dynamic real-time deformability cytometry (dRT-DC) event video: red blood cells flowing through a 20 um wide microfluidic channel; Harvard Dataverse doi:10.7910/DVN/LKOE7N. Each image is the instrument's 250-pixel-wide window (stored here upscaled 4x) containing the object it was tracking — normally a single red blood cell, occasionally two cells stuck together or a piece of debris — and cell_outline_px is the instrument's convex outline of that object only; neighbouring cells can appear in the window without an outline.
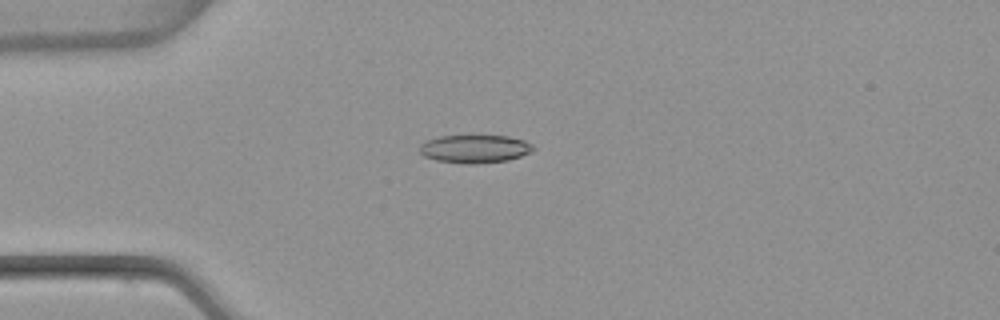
{"species": "common noctule bat (a hibernating species)", "species_latin": "Nyctalus noctula", "temperature_condition": "warm", "stored_images_in_passage": 53, "camera_frame_rate_fps": 3000, "um_per_image_px": 0.085, "animal": {"sex": "female", "body_mass_g": 22.7, "forearm_length_mm": 54.2}, "frame": {"image": 1, "passage_image": 14, "time_ms": 4.333, "image_size_px": [1000, 320], "cell_outline_px": [[536, 148], [532, 152], [508, 160], [476, 164], [464, 164], [436, 160], [424, 156], [420, 152], [420, 144], [428, 140], [440, 136], [472, 132], [508, 136], [524, 140], [532, 144]], "centroid_in_image_um": [40.38, 12.6], "position_along_channel_um": 44.6, "area_um2": 19.59}}
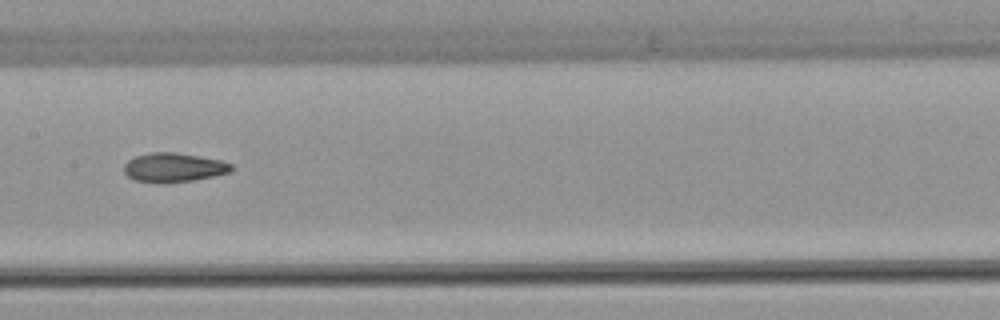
{"frame": {"image": 2, "passage_image": 27, "time_ms": 8.667, "image_size_px": [1000, 320], "cell_outline_px": [[232, 168], [228, 172], [212, 176], [192, 180], [164, 184], [160, 184], [136, 180], [128, 176], [124, 172], [124, 164], [128, 160], [136, 156], [152, 152], [176, 152], [220, 160], [232, 164]], "centroid_in_image_um": [14.72, 14.24], "position_along_channel_um": 192.7, "area_um2": 18.15}}
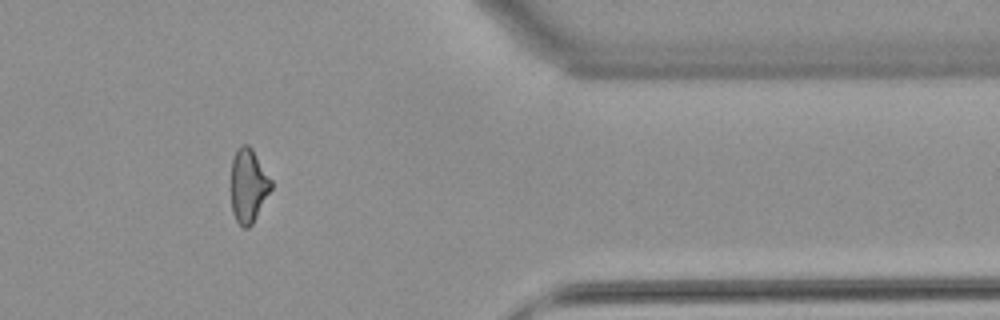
{"frame": {"image": 3, "passage_image": 44, "time_ms": 14.333, "image_size_px": [1000, 320], "cell_outline_px": [[272, 188], [252, 224], [248, 228], [244, 228], [236, 220], [232, 212], [232, 160], [240, 144], [248, 144], [252, 148], [272, 180]], "centroid_in_image_um": [21.12, 15.77], "position_along_channel_um": 390.3, "area_um2": 17.05}, "authors_computed_cell_mechanics": {"area_um2": 18.3226, "velocity_mm_per_s": 3.8796, "shape_relaxation_time_tau1_ms": null, "shape_relaxation_time_tau2_ms": 2.726, "deformation_change_tau1": null, "deformation_change_tau2": 0.1008}}